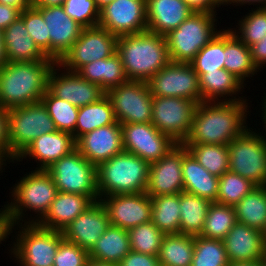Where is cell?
<instances>
[{
  "label": "cell",
  "mask_w": 266,
  "mask_h": 266,
  "mask_svg": "<svg viewBox=\"0 0 266 266\" xmlns=\"http://www.w3.org/2000/svg\"><path fill=\"white\" fill-rule=\"evenodd\" d=\"M246 101H202L183 143L228 145L248 128Z\"/></svg>",
  "instance_id": "obj_1"
},
{
  "label": "cell",
  "mask_w": 266,
  "mask_h": 266,
  "mask_svg": "<svg viewBox=\"0 0 266 266\" xmlns=\"http://www.w3.org/2000/svg\"><path fill=\"white\" fill-rule=\"evenodd\" d=\"M57 62H8L0 68V107L6 110L37 103L48 90L49 74Z\"/></svg>",
  "instance_id": "obj_2"
},
{
  "label": "cell",
  "mask_w": 266,
  "mask_h": 266,
  "mask_svg": "<svg viewBox=\"0 0 266 266\" xmlns=\"http://www.w3.org/2000/svg\"><path fill=\"white\" fill-rule=\"evenodd\" d=\"M117 53L128 80L147 82L170 62L165 36L148 30L118 37Z\"/></svg>",
  "instance_id": "obj_3"
},
{
  "label": "cell",
  "mask_w": 266,
  "mask_h": 266,
  "mask_svg": "<svg viewBox=\"0 0 266 266\" xmlns=\"http://www.w3.org/2000/svg\"><path fill=\"white\" fill-rule=\"evenodd\" d=\"M30 172L24 174L13 186L14 188L11 187L10 193L13 199L11 198V202L6 204L11 224L10 233H13V229L16 230L15 226L20 223H38L50 209L58 192L52 176L46 170L34 169ZM29 210L37 214L35 217L30 214L31 220L25 217L28 215L26 211Z\"/></svg>",
  "instance_id": "obj_4"
},
{
  "label": "cell",
  "mask_w": 266,
  "mask_h": 266,
  "mask_svg": "<svg viewBox=\"0 0 266 266\" xmlns=\"http://www.w3.org/2000/svg\"><path fill=\"white\" fill-rule=\"evenodd\" d=\"M150 164L133 153L122 151L97 167L99 199L109 195L146 191Z\"/></svg>",
  "instance_id": "obj_5"
},
{
  "label": "cell",
  "mask_w": 266,
  "mask_h": 266,
  "mask_svg": "<svg viewBox=\"0 0 266 266\" xmlns=\"http://www.w3.org/2000/svg\"><path fill=\"white\" fill-rule=\"evenodd\" d=\"M216 15L193 12L175 30L165 35L170 61L190 63L220 31L215 25Z\"/></svg>",
  "instance_id": "obj_6"
},
{
  "label": "cell",
  "mask_w": 266,
  "mask_h": 266,
  "mask_svg": "<svg viewBox=\"0 0 266 266\" xmlns=\"http://www.w3.org/2000/svg\"><path fill=\"white\" fill-rule=\"evenodd\" d=\"M18 234L10 251L19 266H52L63 235L61 231L37 223L18 224Z\"/></svg>",
  "instance_id": "obj_7"
},
{
  "label": "cell",
  "mask_w": 266,
  "mask_h": 266,
  "mask_svg": "<svg viewBox=\"0 0 266 266\" xmlns=\"http://www.w3.org/2000/svg\"><path fill=\"white\" fill-rule=\"evenodd\" d=\"M9 164L39 136L56 131L43 103L37 102L8 110Z\"/></svg>",
  "instance_id": "obj_8"
},
{
  "label": "cell",
  "mask_w": 266,
  "mask_h": 266,
  "mask_svg": "<svg viewBox=\"0 0 266 266\" xmlns=\"http://www.w3.org/2000/svg\"><path fill=\"white\" fill-rule=\"evenodd\" d=\"M250 129L248 127L227 145L229 170L256 186H266V139L262 132Z\"/></svg>",
  "instance_id": "obj_9"
},
{
  "label": "cell",
  "mask_w": 266,
  "mask_h": 266,
  "mask_svg": "<svg viewBox=\"0 0 266 266\" xmlns=\"http://www.w3.org/2000/svg\"><path fill=\"white\" fill-rule=\"evenodd\" d=\"M46 171L52 176L59 192L83 194L99 201L97 167L77 149L55 161Z\"/></svg>",
  "instance_id": "obj_10"
},
{
  "label": "cell",
  "mask_w": 266,
  "mask_h": 266,
  "mask_svg": "<svg viewBox=\"0 0 266 266\" xmlns=\"http://www.w3.org/2000/svg\"><path fill=\"white\" fill-rule=\"evenodd\" d=\"M198 104L182 97L153 96L151 123L182 144L190 133Z\"/></svg>",
  "instance_id": "obj_11"
},
{
  "label": "cell",
  "mask_w": 266,
  "mask_h": 266,
  "mask_svg": "<svg viewBox=\"0 0 266 266\" xmlns=\"http://www.w3.org/2000/svg\"><path fill=\"white\" fill-rule=\"evenodd\" d=\"M117 39L118 37L100 26L83 28L79 38L57 64L65 70L77 72L88 63L106 59L115 54Z\"/></svg>",
  "instance_id": "obj_12"
},
{
  "label": "cell",
  "mask_w": 266,
  "mask_h": 266,
  "mask_svg": "<svg viewBox=\"0 0 266 266\" xmlns=\"http://www.w3.org/2000/svg\"><path fill=\"white\" fill-rule=\"evenodd\" d=\"M119 124L150 123L153 96L147 82L128 80L106 92Z\"/></svg>",
  "instance_id": "obj_13"
},
{
  "label": "cell",
  "mask_w": 266,
  "mask_h": 266,
  "mask_svg": "<svg viewBox=\"0 0 266 266\" xmlns=\"http://www.w3.org/2000/svg\"><path fill=\"white\" fill-rule=\"evenodd\" d=\"M147 84L152 96L182 97L202 102L199 76L191 63L170 61Z\"/></svg>",
  "instance_id": "obj_14"
},
{
  "label": "cell",
  "mask_w": 266,
  "mask_h": 266,
  "mask_svg": "<svg viewBox=\"0 0 266 266\" xmlns=\"http://www.w3.org/2000/svg\"><path fill=\"white\" fill-rule=\"evenodd\" d=\"M123 149L149 164L164 157L177 143L150 123L120 124Z\"/></svg>",
  "instance_id": "obj_15"
},
{
  "label": "cell",
  "mask_w": 266,
  "mask_h": 266,
  "mask_svg": "<svg viewBox=\"0 0 266 266\" xmlns=\"http://www.w3.org/2000/svg\"><path fill=\"white\" fill-rule=\"evenodd\" d=\"M98 26L116 37L147 30L146 0H114L100 8Z\"/></svg>",
  "instance_id": "obj_16"
},
{
  "label": "cell",
  "mask_w": 266,
  "mask_h": 266,
  "mask_svg": "<svg viewBox=\"0 0 266 266\" xmlns=\"http://www.w3.org/2000/svg\"><path fill=\"white\" fill-rule=\"evenodd\" d=\"M110 225L129 230L140 224L151 222L152 201L145 193L109 195L100 198Z\"/></svg>",
  "instance_id": "obj_17"
},
{
  "label": "cell",
  "mask_w": 266,
  "mask_h": 266,
  "mask_svg": "<svg viewBox=\"0 0 266 266\" xmlns=\"http://www.w3.org/2000/svg\"><path fill=\"white\" fill-rule=\"evenodd\" d=\"M48 90L77 107L92 104L106 94L98 84L83 79L77 72L63 70L57 63L50 71Z\"/></svg>",
  "instance_id": "obj_18"
},
{
  "label": "cell",
  "mask_w": 266,
  "mask_h": 266,
  "mask_svg": "<svg viewBox=\"0 0 266 266\" xmlns=\"http://www.w3.org/2000/svg\"><path fill=\"white\" fill-rule=\"evenodd\" d=\"M187 151L186 146L177 144L160 160L151 163L145 193L154 197L183 192L182 162Z\"/></svg>",
  "instance_id": "obj_19"
},
{
  "label": "cell",
  "mask_w": 266,
  "mask_h": 266,
  "mask_svg": "<svg viewBox=\"0 0 266 266\" xmlns=\"http://www.w3.org/2000/svg\"><path fill=\"white\" fill-rule=\"evenodd\" d=\"M109 226L107 211L99 200L93 202L61 232L64 239L77 244L89 253Z\"/></svg>",
  "instance_id": "obj_20"
},
{
  "label": "cell",
  "mask_w": 266,
  "mask_h": 266,
  "mask_svg": "<svg viewBox=\"0 0 266 266\" xmlns=\"http://www.w3.org/2000/svg\"><path fill=\"white\" fill-rule=\"evenodd\" d=\"M76 149L98 167L124 151L121 125L116 121L86 133L76 141Z\"/></svg>",
  "instance_id": "obj_21"
},
{
  "label": "cell",
  "mask_w": 266,
  "mask_h": 266,
  "mask_svg": "<svg viewBox=\"0 0 266 266\" xmlns=\"http://www.w3.org/2000/svg\"><path fill=\"white\" fill-rule=\"evenodd\" d=\"M35 8L47 23L50 58L58 62L79 38L84 27L68 16L63 6Z\"/></svg>",
  "instance_id": "obj_22"
},
{
  "label": "cell",
  "mask_w": 266,
  "mask_h": 266,
  "mask_svg": "<svg viewBox=\"0 0 266 266\" xmlns=\"http://www.w3.org/2000/svg\"><path fill=\"white\" fill-rule=\"evenodd\" d=\"M75 149L76 141L73 135L56 130L33 140L15 161L22 162L23 158L31 159L32 157L38 164L36 170H46L55 161L70 154Z\"/></svg>",
  "instance_id": "obj_23"
},
{
  "label": "cell",
  "mask_w": 266,
  "mask_h": 266,
  "mask_svg": "<svg viewBox=\"0 0 266 266\" xmlns=\"http://www.w3.org/2000/svg\"><path fill=\"white\" fill-rule=\"evenodd\" d=\"M229 263L257 261L263 258V233L237 222L223 239Z\"/></svg>",
  "instance_id": "obj_24"
},
{
  "label": "cell",
  "mask_w": 266,
  "mask_h": 266,
  "mask_svg": "<svg viewBox=\"0 0 266 266\" xmlns=\"http://www.w3.org/2000/svg\"><path fill=\"white\" fill-rule=\"evenodd\" d=\"M193 12L184 0H146L147 30L165 36Z\"/></svg>",
  "instance_id": "obj_25"
},
{
  "label": "cell",
  "mask_w": 266,
  "mask_h": 266,
  "mask_svg": "<svg viewBox=\"0 0 266 266\" xmlns=\"http://www.w3.org/2000/svg\"><path fill=\"white\" fill-rule=\"evenodd\" d=\"M94 201L83 194L57 192L50 209L37 223L40 227L62 231Z\"/></svg>",
  "instance_id": "obj_26"
},
{
  "label": "cell",
  "mask_w": 266,
  "mask_h": 266,
  "mask_svg": "<svg viewBox=\"0 0 266 266\" xmlns=\"http://www.w3.org/2000/svg\"><path fill=\"white\" fill-rule=\"evenodd\" d=\"M183 191L217 203L219 177L207 171L187 151L182 162Z\"/></svg>",
  "instance_id": "obj_27"
},
{
  "label": "cell",
  "mask_w": 266,
  "mask_h": 266,
  "mask_svg": "<svg viewBox=\"0 0 266 266\" xmlns=\"http://www.w3.org/2000/svg\"><path fill=\"white\" fill-rule=\"evenodd\" d=\"M3 39L8 62H33L47 58L35 45L21 17L3 30Z\"/></svg>",
  "instance_id": "obj_28"
},
{
  "label": "cell",
  "mask_w": 266,
  "mask_h": 266,
  "mask_svg": "<svg viewBox=\"0 0 266 266\" xmlns=\"http://www.w3.org/2000/svg\"><path fill=\"white\" fill-rule=\"evenodd\" d=\"M197 75L199 76L202 101L239 102L246 100L243 96H238L237 98L236 95L241 93L244 89V85L226 69H217L216 71L207 73H197Z\"/></svg>",
  "instance_id": "obj_29"
},
{
  "label": "cell",
  "mask_w": 266,
  "mask_h": 266,
  "mask_svg": "<svg viewBox=\"0 0 266 266\" xmlns=\"http://www.w3.org/2000/svg\"><path fill=\"white\" fill-rule=\"evenodd\" d=\"M77 73L85 80L98 84L105 92L128 81L119 54L82 66Z\"/></svg>",
  "instance_id": "obj_30"
},
{
  "label": "cell",
  "mask_w": 266,
  "mask_h": 266,
  "mask_svg": "<svg viewBox=\"0 0 266 266\" xmlns=\"http://www.w3.org/2000/svg\"><path fill=\"white\" fill-rule=\"evenodd\" d=\"M224 69L236 77L244 86L246 77L259 71L252 61L250 48L241 42L229 28L225 29Z\"/></svg>",
  "instance_id": "obj_31"
},
{
  "label": "cell",
  "mask_w": 266,
  "mask_h": 266,
  "mask_svg": "<svg viewBox=\"0 0 266 266\" xmlns=\"http://www.w3.org/2000/svg\"><path fill=\"white\" fill-rule=\"evenodd\" d=\"M130 251L128 230L110 225L89 252V258L118 265Z\"/></svg>",
  "instance_id": "obj_32"
},
{
  "label": "cell",
  "mask_w": 266,
  "mask_h": 266,
  "mask_svg": "<svg viewBox=\"0 0 266 266\" xmlns=\"http://www.w3.org/2000/svg\"><path fill=\"white\" fill-rule=\"evenodd\" d=\"M116 122L110 99L105 94L98 101L79 107L75 131V141L88 132Z\"/></svg>",
  "instance_id": "obj_33"
},
{
  "label": "cell",
  "mask_w": 266,
  "mask_h": 266,
  "mask_svg": "<svg viewBox=\"0 0 266 266\" xmlns=\"http://www.w3.org/2000/svg\"><path fill=\"white\" fill-rule=\"evenodd\" d=\"M211 202L187 192L180 193V234L200 236Z\"/></svg>",
  "instance_id": "obj_34"
},
{
  "label": "cell",
  "mask_w": 266,
  "mask_h": 266,
  "mask_svg": "<svg viewBox=\"0 0 266 266\" xmlns=\"http://www.w3.org/2000/svg\"><path fill=\"white\" fill-rule=\"evenodd\" d=\"M234 208L237 222L263 233L266 229V186H256Z\"/></svg>",
  "instance_id": "obj_35"
},
{
  "label": "cell",
  "mask_w": 266,
  "mask_h": 266,
  "mask_svg": "<svg viewBox=\"0 0 266 266\" xmlns=\"http://www.w3.org/2000/svg\"><path fill=\"white\" fill-rule=\"evenodd\" d=\"M193 251V236L164 234L158 253L160 266H191Z\"/></svg>",
  "instance_id": "obj_36"
},
{
  "label": "cell",
  "mask_w": 266,
  "mask_h": 266,
  "mask_svg": "<svg viewBox=\"0 0 266 266\" xmlns=\"http://www.w3.org/2000/svg\"><path fill=\"white\" fill-rule=\"evenodd\" d=\"M151 222L163 234L180 233V193L151 197Z\"/></svg>",
  "instance_id": "obj_37"
},
{
  "label": "cell",
  "mask_w": 266,
  "mask_h": 266,
  "mask_svg": "<svg viewBox=\"0 0 266 266\" xmlns=\"http://www.w3.org/2000/svg\"><path fill=\"white\" fill-rule=\"evenodd\" d=\"M196 160L211 174L221 177L229 171L227 145L182 143Z\"/></svg>",
  "instance_id": "obj_38"
},
{
  "label": "cell",
  "mask_w": 266,
  "mask_h": 266,
  "mask_svg": "<svg viewBox=\"0 0 266 266\" xmlns=\"http://www.w3.org/2000/svg\"><path fill=\"white\" fill-rule=\"evenodd\" d=\"M237 223L235 208L212 202L209 205L202 237L223 240Z\"/></svg>",
  "instance_id": "obj_39"
},
{
  "label": "cell",
  "mask_w": 266,
  "mask_h": 266,
  "mask_svg": "<svg viewBox=\"0 0 266 266\" xmlns=\"http://www.w3.org/2000/svg\"><path fill=\"white\" fill-rule=\"evenodd\" d=\"M41 102L53 120L56 130L74 133L79 107L54 96L49 90L42 96Z\"/></svg>",
  "instance_id": "obj_40"
},
{
  "label": "cell",
  "mask_w": 266,
  "mask_h": 266,
  "mask_svg": "<svg viewBox=\"0 0 266 266\" xmlns=\"http://www.w3.org/2000/svg\"><path fill=\"white\" fill-rule=\"evenodd\" d=\"M225 61V29H221L214 38L205 45L190 62L196 73L213 72L224 69Z\"/></svg>",
  "instance_id": "obj_41"
},
{
  "label": "cell",
  "mask_w": 266,
  "mask_h": 266,
  "mask_svg": "<svg viewBox=\"0 0 266 266\" xmlns=\"http://www.w3.org/2000/svg\"><path fill=\"white\" fill-rule=\"evenodd\" d=\"M223 240L194 237L191 266H229Z\"/></svg>",
  "instance_id": "obj_42"
},
{
  "label": "cell",
  "mask_w": 266,
  "mask_h": 266,
  "mask_svg": "<svg viewBox=\"0 0 266 266\" xmlns=\"http://www.w3.org/2000/svg\"><path fill=\"white\" fill-rule=\"evenodd\" d=\"M256 8L238 20L239 26H236L238 29L233 28V30L229 27L231 32L249 48L266 36V7Z\"/></svg>",
  "instance_id": "obj_43"
},
{
  "label": "cell",
  "mask_w": 266,
  "mask_h": 266,
  "mask_svg": "<svg viewBox=\"0 0 266 266\" xmlns=\"http://www.w3.org/2000/svg\"><path fill=\"white\" fill-rule=\"evenodd\" d=\"M255 187L248 179L226 171L219 177L217 203L234 207Z\"/></svg>",
  "instance_id": "obj_44"
},
{
  "label": "cell",
  "mask_w": 266,
  "mask_h": 266,
  "mask_svg": "<svg viewBox=\"0 0 266 266\" xmlns=\"http://www.w3.org/2000/svg\"><path fill=\"white\" fill-rule=\"evenodd\" d=\"M128 233L131 250L158 256L164 234L152 222L133 227Z\"/></svg>",
  "instance_id": "obj_45"
},
{
  "label": "cell",
  "mask_w": 266,
  "mask_h": 266,
  "mask_svg": "<svg viewBox=\"0 0 266 266\" xmlns=\"http://www.w3.org/2000/svg\"><path fill=\"white\" fill-rule=\"evenodd\" d=\"M20 17L35 45L46 57L50 58V36L42 14L31 5L20 13Z\"/></svg>",
  "instance_id": "obj_46"
},
{
  "label": "cell",
  "mask_w": 266,
  "mask_h": 266,
  "mask_svg": "<svg viewBox=\"0 0 266 266\" xmlns=\"http://www.w3.org/2000/svg\"><path fill=\"white\" fill-rule=\"evenodd\" d=\"M65 12L84 28L98 26L100 9L94 0H66Z\"/></svg>",
  "instance_id": "obj_47"
},
{
  "label": "cell",
  "mask_w": 266,
  "mask_h": 266,
  "mask_svg": "<svg viewBox=\"0 0 266 266\" xmlns=\"http://www.w3.org/2000/svg\"><path fill=\"white\" fill-rule=\"evenodd\" d=\"M88 259L87 251L63 238L54 257L53 266H85Z\"/></svg>",
  "instance_id": "obj_48"
},
{
  "label": "cell",
  "mask_w": 266,
  "mask_h": 266,
  "mask_svg": "<svg viewBox=\"0 0 266 266\" xmlns=\"http://www.w3.org/2000/svg\"><path fill=\"white\" fill-rule=\"evenodd\" d=\"M117 266H160V263L156 255L131 250Z\"/></svg>",
  "instance_id": "obj_49"
},
{
  "label": "cell",
  "mask_w": 266,
  "mask_h": 266,
  "mask_svg": "<svg viewBox=\"0 0 266 266\" xmlns=\"http://www.w3.org/2000/svg\"><path fill=\"white\" fill-rule=\"evenodd\" d=\"M0 152L9 160L8 110L0 107Z\"/></svg>",
  "instance_id": "obj_50"
},
{
  "label": "cell",
  "mask_w": 266,
  "mask_h": 266,
  "mask_svg": "<svg viewBox=\"0 0 266 266\" xmlns=\"http://www.w3.org/2000/svg\"><path fill=\"white\" fill-rule=\"evenodd\" d=\"M252 61L258 70L266 66V36L250 47Z\"/></svg>",
  "instance_id": "obj_51"
},
{
  "label": "cell",
  "mask_w": 266,
  "mask_h": 266,
  "mask_svg": "<svg viewBox=\"0 0 266 266\" xmlns=\"http://www.w3.org/2000/svg\"><path fill=\"white\" fill-rule=\"evenodd\" d=\"M194 12L216 13L221 4L217 0H184Z\"/></svg>",
  "instance_id": "obj_52"
},
{
  "label": "cell",
  "mask_w": 266,
  "mask_h": 266,
  "mask_svg": "<svg viewBox=\"0 0 266 266\" xmlns=\"http://www.w3.org/2000/svg\"><path fill=\"white\" fill-rule=\"evenodd\" d=\"M21 11L15 7L0 4V29L5 30L18 17Z\"/></svg>",
  "instance_id": "obj_53"
},
{
  "label": "cell",
  "mask_w": 266,
  "mask_h": 266,
  "mask_svg": "<svg viewBox=\"0 0 266 266\" xmlns=\"http://www.w3.org/2000/svg\"><path fill=\"white\" fill-rule=\"evenodd\" d=\"M2 209V210H1ZM0 209V244L2 241L10 236V220L8 218L7 205L5 204L3 208Z\"/></svg>",
  "instance_id": "obj_54"
},
{
  "label": "cell",
  "mask_w": 266,
  "mask_h": 266,
  "mask_svg": "<svg viewBox=\"0 0 266 266\" xmlns=\"http://www.w3.org/2000/svg\"><path fill=\"white\" fill-rule=\"evenodd\" d=\"M0 4L15 7L22 12L32 5V0H0Z\"/></svg>",
  "instance_id": "obj_55"
},
{
  "label": "cell",
  "mask_w": 266,
  "mask_h": 266,
  "mask_svg": "<svg viewBox=\"0 0 266 266\" xmlns=\"http://www.w3.org/2000/svg\"><path fill=\"white\" fill-rule=\"evenodd\" d=\"M257 4V7H258V5H259V7H266V0H226L223 4H222V6H228V4L229 5H235V6H238V5H244V4H247V5H252L253 4V6L254 5H256ZM261 4V5H260Z\"/></svg>",
  "instance_id": "obj_56"
},
{
  "label": "cell",
  "mask_w": 266,
  "mask_h": 266,
  "mask_svg": "<svg viewBox=\"0 0 266 266\" xmlns=\"http://www.w3.org/2000/svg\"><path fill=\"white\" fill-rule=\"evenodd\" d=\"M66 0H32L33 7L63 6Z\"/></svg>",
  "instance_id": "obj_57"
},
{
  "label": "cell",
  "mask_w": 266,
  "mask_h": 266,
  "mask_svg": "<svg viewBox=\"0 0 266 266\" xmlns=\"http://www.w3.org/2000/svg\"><path fill=\"white\" fill-rule=\"evenodd\" d=\"M7 63H8V59H7L6 51H5L3 30L0 29V68H2Z\"/></svg>",
  "instance_id": "obj_58"
},
{
  "label": "cell",
  "mask_w": 266,
  "mask_h": 266,
  "mask_svg": "<svg viewBox=\"0 0 266 266\" xmlns=\"http://www.w3.org/2000/svg\"><path fill=\"white\" fill-rule=\"evenodd\" d=\"M229 266H263V263L262 260H257V261L230 263Z\"/></svg>",
  "instance_id": "obj_59"
},
{
  "label": "cell",
  "mask_w": 266,
  "mask_h": 266,
  "mask_svg": "<svg viewBox=\"0 0 266 266\" xmlns=\"http://www.w3.org/2000/svg\"><path fill=\"white\" fill-rule=\"evenodd\" d=\"M85 266H117L111 263H107V262H102V261H98L92 258H89L86 262Z\"/></svg>",
  "instance_id": "obj_60"
},
{
  "label": "cell",
  "mask_w": 266,
  "mask_h": 266,
  "mask_svg": "<svg viewBox=\"0 0 266 266\" xmlns=\"http://www.w3.org/2000/svg\"><path fill=\"white\" fill-rule=\"evenodd\" d=\"M265 95H266V93H265ZM262 97H263V100H262L263 105L261 104L262 108H260V109H262L261 111H263V112H262V116H260V117L262 118L263 124H265V125H263V127L265 128V132H266V96H262ZM265 135H266V133L264 134V138L266 139Z\"/></svg>",
  "instance_id": "obj_61"
},
{
  "label": "cell",
  "mask_w": 266,
  "mask_h": 266,
  "mask_svg": "<svg viewBox=\"0 0 266 266\" xmlns=\"http://www.w3.org/2000/svg\"><path fill=\"white\" fill-rule=\"evenodd\" d=\"M9 162V160L0 152V173H2L3 172V165L4 166H6L7 164V162Z\"/></svg>",
  "instance_id": "obj_62"
},
{
  "label": "cell",
  "mask_w": 266,
  "mask_h": 266,
  "mask_svg": "<svg viewBox=\"0 0 266 266\" xmlns=\"http://www.w3.org/2000/svg\"><path fill=\"white\" fill-rule=\"evenodd\" d=\"M114 0H94V3L98 6V8H102L105 4L112 2Z\"/></svg>",
  "instance_id": "obj_63"
},
{
  "label": "cell",
  "mask_w": 266,
  "mask_h": 266,
  "mask_svg": "<svg viewBox=\"0 0 266 266\" xmlns=\"http://www.w3.org/2000/svg\"><path fill=\"white\" fill-rule=\"evenodd\" d=\"M261 260H262L263 266H266V248H265L263 258Z\"/></svg>",
  "instance_id": "obj_64"
},
{
  "label": "cell",
  "mask_w": 266,
  "mask_h": 266,
  "mask_svg": "<svg viewBox=\"0 0 266 266\" xmlns=\"http://www.w3.org/2000/svg\"><path fill=\"white\" fill-rule=\"evenodd\" d=\"M263 236H264V242H265V245H266V229H265V231L263 232Z\"/></svg>",
  "instance_id": "obj_65"
},
{
  "label": "cell",
  "mask_w": 266,
  "mask_h": 266,
  "mask_svg": "<svg viewBox=\"0 0 266 266\" xmlns=\"http://www.w3.org/2000/svg\"><path fill=\"white\" fill-rule=\"evenodd\" d=\"M221 5L226 1V0H217Z\"/></svg>",
  "instance_id": "obj_66"
}]
</instances>
